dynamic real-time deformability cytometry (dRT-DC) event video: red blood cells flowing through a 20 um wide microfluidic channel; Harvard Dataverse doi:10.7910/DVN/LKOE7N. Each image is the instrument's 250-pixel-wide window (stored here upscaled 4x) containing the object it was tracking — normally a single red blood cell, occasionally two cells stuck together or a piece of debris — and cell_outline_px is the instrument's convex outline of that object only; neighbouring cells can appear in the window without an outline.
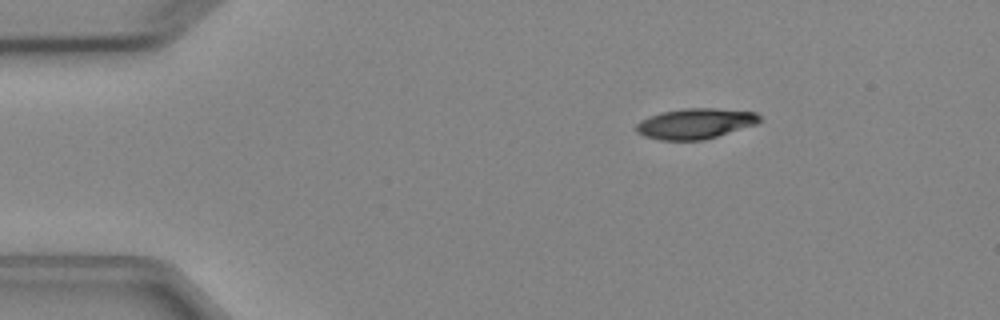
{"species": "Egyptian fruit bat (a non-hibernating species)", "species_latin": "Rousettus aegyptiacus", "temperature_condition": "cold", "stored_images_in_passage": 3, "camera_frame_rate_fps": 3000, "um_per_image_px": 0.085, "animal": {"sex": "female"}, "frame": {"image": 1, "passage_image": 1, "time_ms": 0.0, "image_size_px": [1000, 320], "cell_outline_px": [[764, 120], [756, 124], [704, 140], [660, 140], [644, 136], [636, 132], [636, 124], [640, 120], [648, 116], [660, 112], [684, 108], [716, 108], [756, 112]], "centroid_in_image_um": [59.09, 10.5], "position_along_channel_um": 25.9, "area_um2": 22.08}}
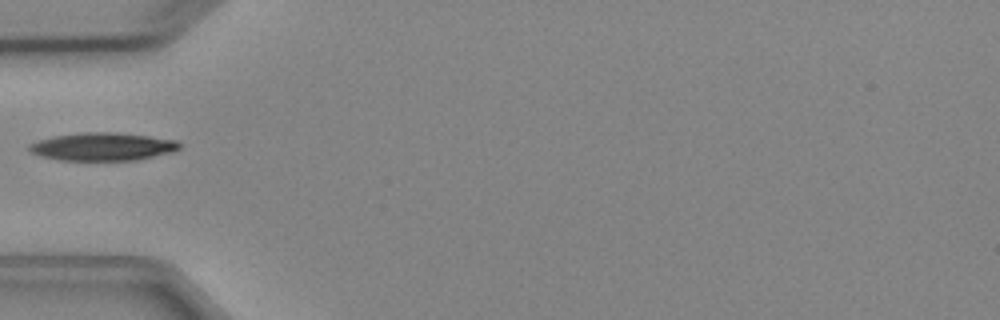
{"frame": {"image": 2, "passage_image": 3, "time_ms": 3.0, "image_size_px": [1000, 320], "cell_outline_px": [[180, 148], [172, 152], [136, 160], [60, 160], [40, 156], [32, 152], [28, 148], [28, 144], [40, 140], [56, 136], [84, 132], [116, 132], [180, 140]], "centroid_in_image_um": [8.76, 12.46], "position_along_channel_um": 76.2, "area_um2": 24.39}}